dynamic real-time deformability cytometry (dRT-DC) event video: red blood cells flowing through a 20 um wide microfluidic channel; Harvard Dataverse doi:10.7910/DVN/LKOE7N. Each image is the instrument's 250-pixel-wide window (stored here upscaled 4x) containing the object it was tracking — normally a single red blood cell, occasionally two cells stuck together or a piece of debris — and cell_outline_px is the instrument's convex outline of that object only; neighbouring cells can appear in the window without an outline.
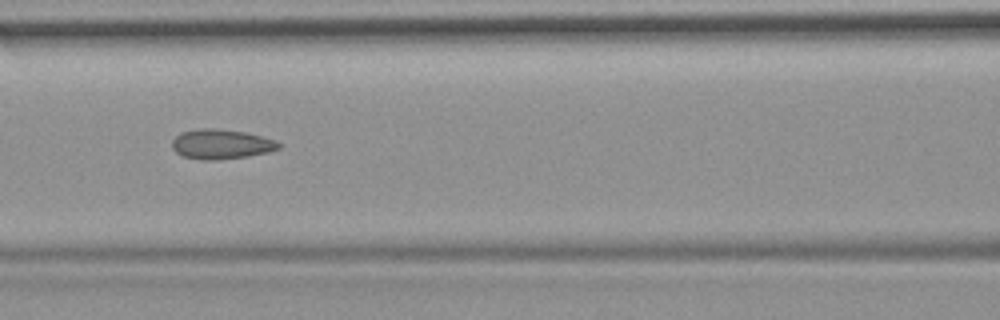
{"species": "common noctule bat (a hibernating species)", "species_latin": "Nyctalus noctula", "temperature_condition": "room temperature", "stored_images_in_passage": 54, "camera_frame_rate_fps": 3000, "um_per_image_px": 0.085, "animal": {"sex": "female", "body_mass_g": 19.9}, "frame": {"image": 1, "passage_image": 24, "time_ms": 7.667, "image_size_px": [1000, 320], "cell_outline_px": [[280, 148], [268, 152], [248, 156], [216, 160], [204, 160], [184, 156], [176, 152], [172, 148], [172, 140], [180, 132], [200, 128], [212, 128], [244, 132], [276, 140], [280, 144]], "centroid_in_image_um": [18.78, 12.25], "position_along_channel_um": 147.8, "area_um2": 18.38}, "authors_computed_cell_mechanics": {"area_um2": 18.4093, "velocity_mm_per_s": 3.7418, "shape_relaxation_time_tau1_ms": null, "shape_relaxation_time_tau2_ms": 2.3773, "deformation_change_tau1": null, "deformation_change_tau2": 0.1013}}